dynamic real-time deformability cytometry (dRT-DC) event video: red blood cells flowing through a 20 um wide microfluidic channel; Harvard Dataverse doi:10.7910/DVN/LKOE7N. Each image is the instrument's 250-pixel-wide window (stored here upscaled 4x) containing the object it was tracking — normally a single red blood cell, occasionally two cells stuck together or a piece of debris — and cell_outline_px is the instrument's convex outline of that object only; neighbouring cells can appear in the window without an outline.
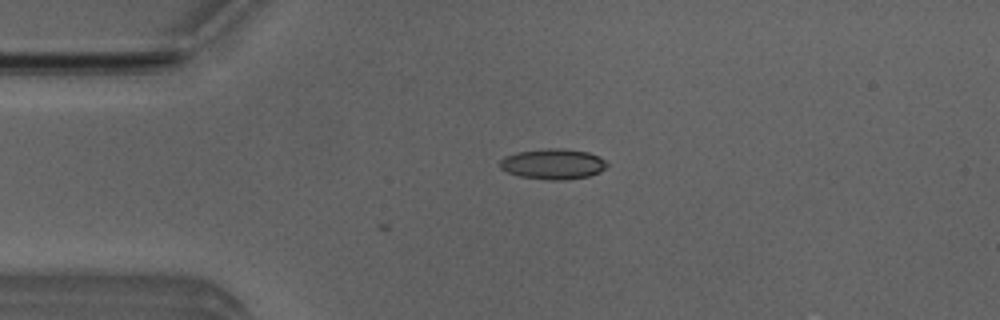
{"species": "Egyptian fruit bat (a non-hibernating species)", "species_latin": "Rousettus aegyptiacus", "temperature_condition": "room temperature", "stored_images_in_passage": 4, "camera_frame_rate_fps": 3000, "um_per_image_px": 0.085, "animal": {"sex": "male"}, "frame": {"image": 1, "passage_image": 4, "time_ms": 1.0, "image_size_px": [1000, 320], "cell_outline_px": [[608, 164], [600, 172], [588, 176], [564, 180], [548, 180], [520, 176], [508, 172], [500, 168], [500, 160], [504, 156], [516, 152], [548, 148], [564, 148], [588, 152], [600, 156]], "centroid_in_image_um": [47.0, 13.93], "position_along_channel_um": 38.0, "area_um2": 19.07}}